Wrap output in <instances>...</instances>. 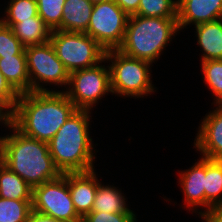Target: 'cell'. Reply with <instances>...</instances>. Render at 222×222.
Returning <instances> with one entry per match:
<instances>
[{
    "instance_id": "6da1fadb",
    "label": "cell",
    "mask_w": 222,
    "mask_h": 222,
    "mask_svg": "<svg viewBox=\"0 0 222 222\" xmlns=\"http://www.w3.org/2000/svg\"><path fill=\"white\" fill-rule=\"evenodd\" d=\"M76 110L64 92L21 94L9 122L23 135L48 143Z\"/></svg>"
},
{
    "instance_id": "7a4b0ae2",
    "label": "cell",
    "mask_w": 222,
    "mask_h": 222,
    "mask_svg": "<svg viewBox=\"0 0 222 222\" xmlns=\"http://www.w3.org/2000/svg\"><path fill=\"white\" fill-rule=\"evenodd\" d=\"M91 112L76 109L48 142L54 165L61 174L95 169L97 150L90 135Z\"/></svg>"
},
{
    "instance_id": "3957f363",
    "label": "cell",
    "mask_w": 222,
    "mask_h": 222,
    "mask_svg": "<svg viewBox=\"0 0 222 222\" xmlns=\"http://www.w3.org/2000/svg\"><path fill=\"white\" fill-rule=\"evenodd\" d=\"M9 134L2 136V163L31 187L57 179L61 173L55 167L48 143L23 135L10 122Z\"/></svg>"
},
{
    "instance_id": "277c9868",
    "label": "cell",
    "mask_w": 222,
    "mask_h": 222,
    "mask_svg": "<svg viewBox=\"0 0 222 222\" xmlns=\"http://www.w3.org/2000/svg\"><path fill=\"white\" fill-rule=\"evenodd\" d=\"M178 33L177 18L131 15L127 20L123 42L117 50L153 64Z\"/></svg>"
},
{
    "instance_id": "5b68a950",
    "label": "cell",
    "mask_w": 222,
    "mask_h": 222,
    "mask_svg": "<svg viewBox=\"0 0 222 222\" xmlns=\"http://www.w3.org/2000/svg\"><path fill=\"white\" fill-rule=\"evenodd\" d=\"M109 63L112 95L144 98L156 92L152 82V66L147 61L129 57L119 50L105 52Z\"/></svg>"
},
{
    "instance_id": "8992f818",
    "label": "cell",
    "mask_w": 222,
    "mask_h": 222,
    "mask_svg": "<svg viewBox=\"0 0 222 222\" xmlns=\"http://www.w3.org/2000/svg\"><path fill=\"white\" fill-rule=\"evenodd\" d=\"M25 54L30 80V92H55V88L50 90L46 87L48 85L62 88V90L56 89V92H64L66 90L69 82V72L58 59L50 41L25 47Z\"/></svg>"
},
{
    "instance_id": "52a82bcc",
    "label": "cell",
    "mask_w": 222,
    "mask_h": 222,
    "mask_svg": "<svg viewBox=\"0 0 222 222\" xmlns=\"http://www.w3.org/2000/svg\"><path fill=\"white\" fill-rule=\"evenodd\" d=\"M50 42L69 73L93 67L105 58L106 51L86 33L53 30Z\"/></svg>"
},
{
    "instance_id": "ba28073f",
    "label": "cell",
    "mask_w": 222,
    "mask_h": 222,
    "mask_svg": "<svg viewBox=\"0 0 222 222\" xmlns=\"http://www.w3.org/2000/svg\"><path fill=\"white\" fill-rule=\"evenodd\" d=\"M102 63L108 62L104 58L93 67L69 73V82L64 93L76 109L92 111L104 95L112 94L109 65Z\"/></svg>"
},
{
    "instance_id": "9c48e42d",
    "label": "cell",
    "mask_w": 222,
    "mask_h": 222,
    "mask_svg": "<svg viewBox=\"0 0 222 222\" xmlns=\"http://www.w3.org/2000/svg\"><path fill=\"white\" fill-rule=\"evenodd\" d=\"M32 210L64 222H82L71 199L68 173L33 187Z\"/></svg>"
},
{
    "instance_id": "30bf717a",
    "label": "cell",
    "mask_w": 222,
    "mask_h": 222,
    "mask_svg": "<svg viewBox=\"0 0 222 222\" xmlns=\"http://www.w3.org/2000/svg\"><path fill=\"white\" fill-rule=\"evenodd\" d=\"M128 17L113 0L94 3L85 33L105 51L117 50L123 42Z\"/></svg>"
},
{
    "instance_id": "8fae6325",
    "label": "cell",
    "mask_w": 222,
    "mask_h": 222,
    "mask_svg": "<svg viewBox=\"0 0 222 222\" xmlns=\"http://www.w3.org/2000/svg\"><path fill=\"white\" fill-rule=\"evenodd\" d=\"M213 107L199 124L193 148L204 158L222 160V105Z\"/></svg>"
},
{
    "instance_id": "7c38bea8",
    "label": "cell",
    "mask_w": 222,
    "mask_h": 222,
    "mask_svg": "<svg viewBox=\"0 0 222 222\" xmlns=\"http://www.w3.org/2000/svg\"><path fill=\"white\" fill-rule=\"evenodd\" d=\"M178 173V183L185 198L183 201L185 206L182 208L186 207L188 211L197 213L201 218L205 209V158H199L189 169ZM198 207H201V210Z\"/></svg>"
},
{
    "instance_id": "4fadbf2b",
    "label": "cell",
    "mask_w": 222,
    "mask_h": 222,
    "mask_svg": "<svg viewBox=\"0 0 222 222\" xmlns=\"http://www.w3.org/2000/svg\"><path fill=\"white\" fill-rule=\"evenodd\" d=\"M222 18V0H178L179 30ZM191 24V25H190Z\"/></svg>"
},
{
    "instance_id": "5bb4252c",
    "label": "cell",
    "mask_w": 222,
    "mask_h": 222,
    "mask_svg": "<svg viewBox=\"0 0 222 222\" xmlns=\"http://www.w3.org/2000/svg\"><path fill=\"white\" fill-rule=\"evenodd\" d=\"M96 169L88 172L68 173L70 195L77 213L83 218L92 211L99 179Z\"/></svg>"
},
{
    "instance_id": "9a60e30c",
    "label": "cell",
    "mask_w": 222,
    "mask_h": 222,
    "mask_svg": "<svg viewBox=\"0 0 222 222\" xmlns=\"http://www.w3.org/2000/svg\"><path fill=\"white\" fill-rule=\"evenodd\" d=\"M194 27L197 45L202 52L200 61L222 60V18Z\"/></svg>"
},
{
    "instance_id": "2e32d148",
    "label": "cell",
    "mask_w": 222,
    "mask_h": 222,
    "mask_svg": "<svg viewBox=\"0 0 222 222\" xmlns=\"http://www.w3.org/2000/svg\"><path fill=\"white\" fill-rule=\"evenodd\" d=\"M94 3L90 0H65L61 18V31L85 33Z\"/></svg>"
},
{
    "instance_id": "e0dca14e",
    "label": "cell",
    "mask_w": 222,
    "mask_h": 222,
    "mask_svg": "<svg viewBox=\"0 0 222 222\" xmlns=\"http://www.w3.org/2000/svg\"><path fill=\"white\" fill-rule=\"evenodd\" d=\"M0 72L19 95L30 92L26 55L0 57Z\"/></svg>"
},
{
    "instance_id": "ac0fdd59",
    "label": "cell",
    "mask_w": 222,
    "mask_h": 222,
    "mask_svg": "<svg viewBox=\"0 0 222 222\" xmlns=\"http://www.w3.org/2000/svg\"><path fill=\"white\" fill-rule=\"evenodd\" d=\"M101 182L102 180L98 183L91 212L134 213L133 210L129 209L126 203L128 198L122 193L121 189L119 190L118 187L107 183L104 185Z\"/></svg>"
},
{
    "instance_id": "d6986e66",
    "label": "cell",
    "mask_w": 222,
    "mask_h": 222,
    "mask_svg": "<svg viewBox=\"0 0 222 222\" xmlns=\"http://www.w3.org/2000/svg\"><path fill=\"white\" fill-rule=\"evenodd\" d=\"M12 29L15 36L25 47L50 41L52 32L39 16L17 22Z\"/></svg>"
},
{
    "instance_id": "ffe728a7",
    "label": "cell",
    "mask_w": 222,
    "mask_h": 222,
    "mask_svg": "<svg viewBox=\"0 0 222 222\" xmlns=\"http://www.w3.org/2000/svg\"><path fill=\"white\" fill-rule=\"evenodd\" d=\"M33 187L3 163L0 165V197L13 200H32Z\"/></svg>"
},
{
    "instance_id": "44dd1931",
    "label": "cell",
    "mask_w": 222,
    "mask_h": 222,
    "mask_svg": "<svg viewBox=\"0 0 222 222\" xmlns=\"http://www.w3.org/2000/svg\"><path fill=\"white\" fill-rule=\"evenodd\" d=\"M205 210L222 204V160L205 158Z\"/></svg>"
},
{
    "instance_id": "7402d4cb",
    "label": "cell",
    "mask_w": 222,
    "mask_h": 222,
    "mask_svg": "<svg viewBox=\"0 0 222 222\" xmlns=\"http://www.w3.org/2000/svg\"><path fill=\"white\" fill-rule=\"evenodd\" d=\"M38 15L37 0H9L0 21L9 27Z\"/></svg>"
},
{
    "instance_id": "603a6c76",
    "label": "cell",
    "mask_w": 222,
    "mask_h": 222,
    "mask_svg": "<svg viewBox=\"0 0 222 222\" xmlns=\"http://www.w3.org/2000/svg\"><path fill=\"white\" fill-rule=\"evenodd\" d=\"M200 65L203 81L214 96L211 105H222V60H206Z\"/></svg>"
},
{
    "instance_id": "cb8c5ba5",
    "label": "cell",
    "mask_w": 222,
    "mask_h": 222,
    "mask_svg": "<svg viewBox=\"0 0 222 222\" xmlns=\"http://www.w3.org/2000/svg\"><path fill=\"white\" fill-rule=\"evenodd\" d=\"M32 210V200H13L0 197V222H26Z\"/></svg>"
},
{
    "instance_id": "d4e9b609",
    "label": "cell",
    "mask_w": 222,
    "mask_h": 222,
    "mask_svg": "<svg viewBox=\"0 0 222 222\" xmlns=\"http://www.w3.org/2000/svg\"><path fill=\"white\" fill-rule=\"evenodd\" d=\"M178 0H140L134 15L143 17L177 18Z\"/></svg>"
},
{
    "instance_id": "484cf974",
    "label": "cell",
    "mask_w": 222,
    "mask_h": 222,
    "mask_svg": "<svg viewBox=\"0 0 222 222\" xmlns=\"http://www.w3.org/2000/svg\"><path fill=\"white\" fill-rule=\"evenodd\" d=\"M64 3L65 0H37L38 15L51 31H61Z\"/></svg>"
},
{
    "instance_id": "4316f807",
    "label": "cell",
    "mask_w": 222,
    "mask_h": 222,
    "mask_svg": "<svg viewBox=\"0 0 222 222\" xmlns=\"http://www.w3.org/2000/svg\"><path fill=\"white\" fill-rule=\"evenodd\" d=\"M26 55L25 46L15 36L12 27L0 21V57Z\"/></svg>"
},
{
    "instance_id": "83f0119b",
    "label": "cell",
    "mask_w": 222,
    "mask_h": 222,
    "mask_svg": "<svg viewBox=\"0 0 222 222\" xmlns=\"http://www.w3.org/2000/svg\"><path fill=\"white\" fill-rule=\"evenodd\" d=\"M82 222H137L136 213L89 212Z\"/></svg>"
},
{
    "instance_id": "f1b7e54d",
    "label": "cell",
    "mask_w": 222,
    "mask_h": 222,
    "mask_svg": "<svg viewBox=\"0 0 222 222\" xmlns=\"http://www.w3.org/2000/svg\"><path fill=\"white\" fill-rule=\"evenodd\" d=\"M19 96L0 72V107L8 115L13 112Z\"/></svg>"
},
{
    "instance_id": "f546056e",
    "label": "cell",
    "mask_w": 222,
    "mask_h": 222,
    "mask_svg": "<svg viewBox=\"0 0 222 222\" xmlns=\"http://www.w3.org/2000/svg\"><path fill=\"white\" fill-rule=\"evenodd\" d=\"M202 222H222V204L212 206L202 217Z\"/></svg>"
},
{
    "instance_id": "4dcf8cb0",
    "label": "cell",
    "mask_w": 222,
    "mask_h": 222,
    "mask_svg": "<svg viewBox=\"0 0 222 222\" xmlns=\"http://www.w3.org/2000/svg\"><path fill=\"white\" fill-rule=\"evenodd\" d=\"M128 15H134L138 11L140 0H113Z\"/></svg>"
},
{
    "instance_id": "1f68e13d",
    "label": "cell",
    "mask_w": 222,
    "mask_h": 222,
    "mask_svg": "<svg viewBox=\"0 0 222 222\" xmlns=\"http://www.w3.org/2000/svg\"><path fill=\"white\" fill-rule=\"evenodd\" d=\"M26 222H64V221H60L50 216L31 210Z\"/></svg>"
},
{
    "instance_id": "d6a6232c",
    "label": "cell",
    "mask_w": 222,
    "mask_h": 222,
    "mask_svg": "<svg viewBox=\"0 0 222 222\" xmlns=\"http://www.w3.org/2000/svg\"><path fill=\"white\" fill-rule=\"evenodd\" d=\"M9 122V115L0 107V124L6 125Z\"/></svg>"
},
{
    "instance_id": "836d02e7",
    "label": "cell",
    "mask_w": 222,
    "mask_h": 222,
    "mask_svg": "<svg viewBox=\"0 0 222 222\" xmlns=\"http://www.w3.org/2000/svg\"><path fill=\"white\" fill-rule=\"evenodd\" d=\"M2 164V136L0 135V165Z\"/></svg>"
},
{
    "instance_id": "e575fe53",
    "label": "cell",
    "mask_w": 222,
    "mask_h": 222,
    "mask_svg": "<svg viewBox=\"0 0 222 222\" xmlns=\"http://www.w3.org/2000/svg\"><path fill=\"white\" fill-rule=\"evenodd\" d=\"M92 3H98V2H102V1H107V0H90Z\"/></svg>"
}]
</instances>
